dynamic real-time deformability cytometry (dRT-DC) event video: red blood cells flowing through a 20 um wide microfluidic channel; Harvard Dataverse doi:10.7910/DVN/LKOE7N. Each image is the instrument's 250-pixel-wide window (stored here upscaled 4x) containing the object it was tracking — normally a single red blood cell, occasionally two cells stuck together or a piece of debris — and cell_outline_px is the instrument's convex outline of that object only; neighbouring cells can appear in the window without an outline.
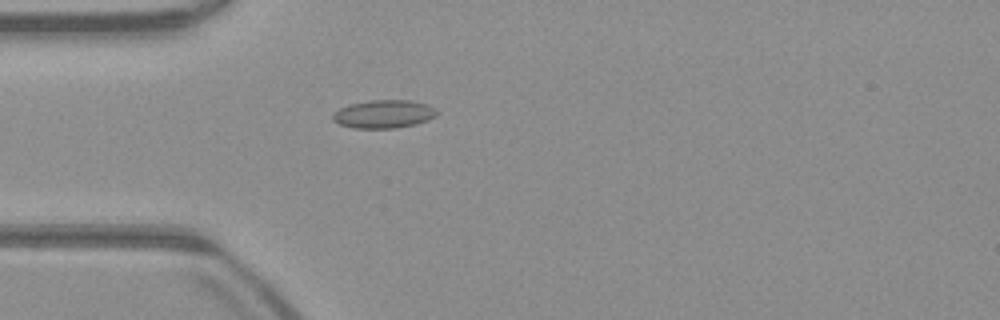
{"species": "common noctule bat (a hibernating species)", "species_latin": "Nyctalus noctula", "temperature_condition": "warm", "stored_images_in_passage": 52, "camera_frame_rate_fps": 3000, "um_per_image_px": 0.085, "animal": {"sex": "male", "body_mass_g": 23.1, "forearm_length_mm": 52.7}, "frame": {"image": 1, "passage_image": 15, "time_ms": 4.667, "image_size_px": [1000, 320], "cell_outline_px": [[440, 112], [436, 116], [428, 120], [416, 124], [396, 128], [352, 128], [340, 124], [332, 120], [332, 116], [340, 108], [348, 104], [368, 100], [412, 100], [428, 104], [436, 108]], "centroid_in_image_um": [32.66, 9.68], "position_along_channel_um": 52.3, "area_um2": 17.34}}
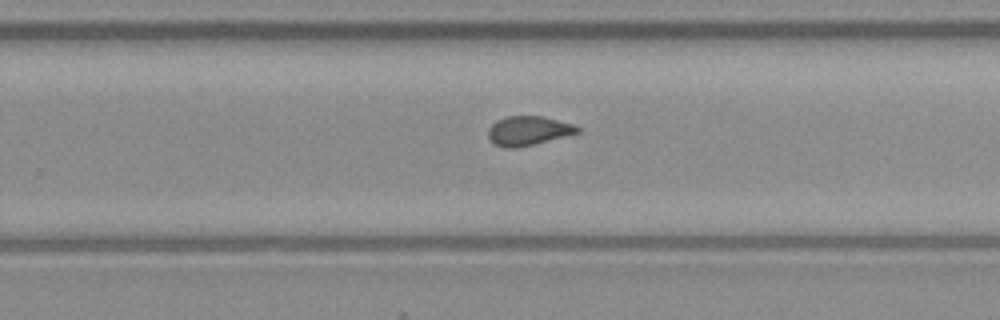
{"frame": {"image": 2, "passage_image": 33, "time_ms": 10.667, "image_size_px": [1000, 320], "cell_outline_px": [[580, 132], [516, 148], [504, 148], [496, 144], [488, 136], [488, 128], [496, 120], [508, 116], [544, 116], [572, 124], [580, 128]], "centroid_in_image_um": [44.88, 11.1], "position_along_channel_um": 284.9, "area_um2": 14.97}}
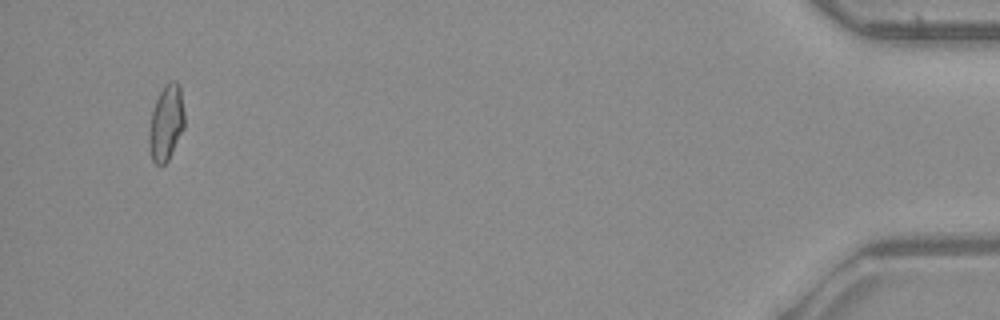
{"frame": {"image": 3, "passage_image": 50, "time_ms": 16.333, "image_size_px": [1000, 320], "cell_outline_px": [[184, 128], [168, 160], [160, 168], [152, 160], [148, 144], [148, 128], [152, 112], [156, 100], [164, 84], [172, 80], [176, 80], [180, 84], [184, 112]], "centroid_in_image_um": [14.11, 10.44], "position_along_channel_um": 421.1, "area_um2": 15.9}, "authors_computed_cell_mechanics": {"area_um2": 15.895, "velocity_mm_per_s": 3.9697, "shape_relaxation_time_tau1_ms": null, "shape_relaxation_time_tau2_ms": 1.1321, "deformation_change_tau1": null, "deformation_change_tau2": 0.0818}}